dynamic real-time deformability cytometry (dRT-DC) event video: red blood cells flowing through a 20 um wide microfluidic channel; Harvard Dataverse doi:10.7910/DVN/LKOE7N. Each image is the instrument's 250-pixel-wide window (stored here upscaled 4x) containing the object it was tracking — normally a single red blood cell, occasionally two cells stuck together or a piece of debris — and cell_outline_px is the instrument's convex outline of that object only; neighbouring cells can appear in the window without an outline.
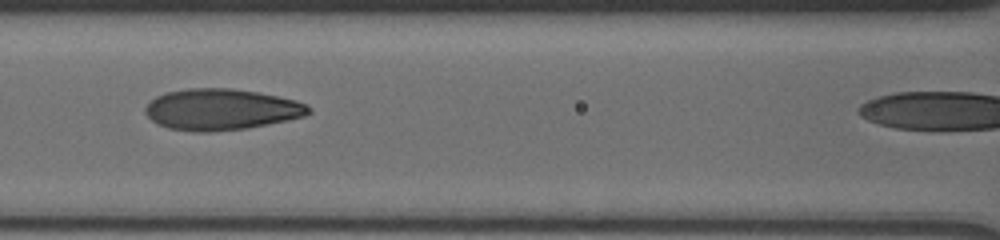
{"species": "human", "species_latin": "Homo sapiens", "temperature_condition": "cold", "stored_images_in_passage": 68, "camera_frame_rate_fps": 3000, "um_per_image_px": 0.085, "donor": {"sex": "male"}, "frame": {"image": 1, "passage_image": 34, "time_ms": 8.0, "image_size_px": [1000, 240], "cell_outline_px": [[312, 112], [304, 116], [288, 120], [244, 128], [208, 132], [196, 132], [168, 128], [152, 120], [144, 112], [144, 108], [156, 96], [168, 92], [188, 88], [228, 88], [256, 92], [296, 100], [308, 104], [312, 108]], "centroid_in_image_um": [18.82, 9.3], "position_along_channel_um": 147.8, "area_um2": 38.96}}
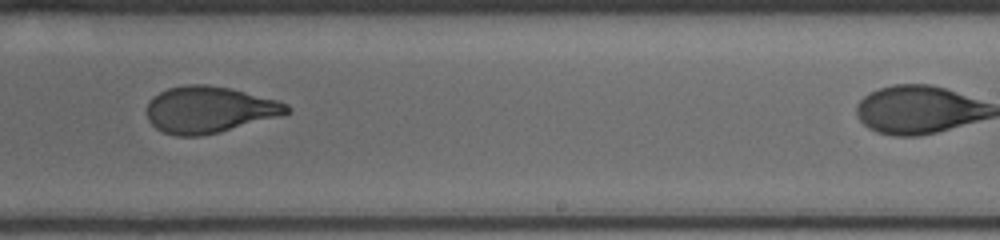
{"frame": {"image": 2, "passage_image": 48, "time_ms": 11.333, "image_size_px": [1000, 240], "cell_outline_px": [[292, 112], [216, 132], [200, 136], [176, 136], [164, 132], [156, 128], [148, 120], [148, 104], [160, 92], [168, 88], [188, 84], [204, 84], [232, 88], [276, 100], [288, 104], [292, 108]], "centroid_in_image_um": [17.78, 9.3], "position_along_channel_um": 271.2, "area_um2": 37.34}}
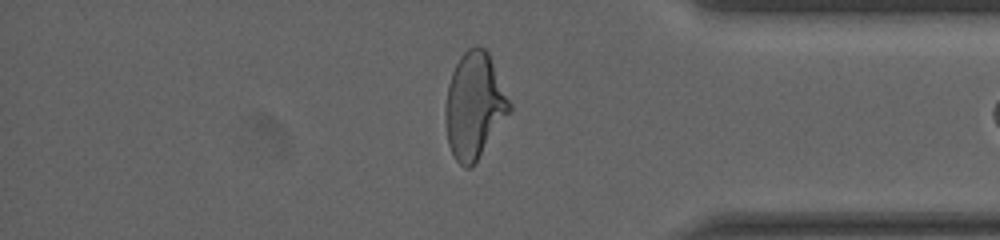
{"frame": {"image": 3, "passage_image": 64, "time_ms": 15.0, "image_size_px": [1000, 240], "cell_outline_px": [[512, 108], [476, 164], [472, 168], [464, 168], [456, 160], [448, 144], [444, 112], [448, 84], [452, 72], [460, 56], [468, 48], [476, 44], [484, 48], [488, 52], [512, 104]], "centroid_in_image_um": [40.31, 8.99], "position_along_channel_um": 394.9, "area_um2": 39.77}}